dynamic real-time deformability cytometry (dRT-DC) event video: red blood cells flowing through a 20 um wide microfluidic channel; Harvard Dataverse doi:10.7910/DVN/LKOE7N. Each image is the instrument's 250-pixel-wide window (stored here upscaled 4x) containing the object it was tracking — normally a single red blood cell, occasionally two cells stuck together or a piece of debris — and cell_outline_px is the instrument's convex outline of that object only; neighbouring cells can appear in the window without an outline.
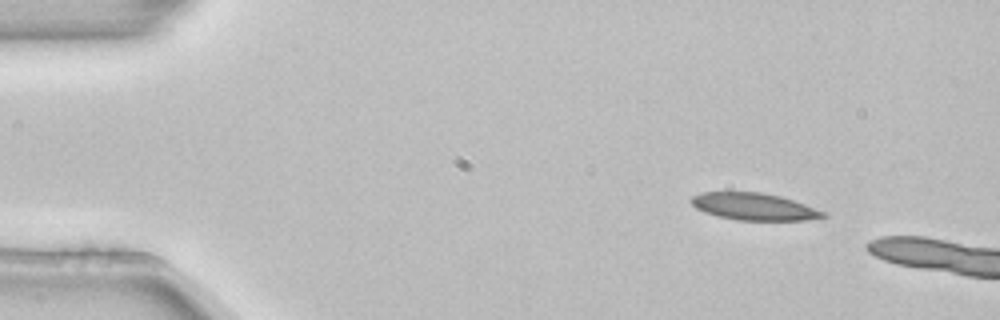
{"species": "common noctule bat (a hibernating species)", "species_latin": "Nyctalus noctula", "temperature_condition": "room temperature", "stored_images_in_passage": 2, "camera_frame_rate_fps": 3000, "um_per_image_px": 0.085, "animal": {"sex": "female", "body_mass_g": 22.7, "forearm_length_mm": 54.2}, "frame": {"image": 1, "passage_image": 1, "time_ms": 0.0, "image_size_px": [1000, 320], "cell_outline_px": [[828, 216], [804, 220], [736, 220], [716, 216], [704, 212], [696, 208], [692, 204], [692, 196], [700, 192], [760, 192], [780, 196], [828, 212]], "centroid_in_image_um": [64.09, 17.56], "position_along_channel_um": 20.9, "area_um2": 20.81}}